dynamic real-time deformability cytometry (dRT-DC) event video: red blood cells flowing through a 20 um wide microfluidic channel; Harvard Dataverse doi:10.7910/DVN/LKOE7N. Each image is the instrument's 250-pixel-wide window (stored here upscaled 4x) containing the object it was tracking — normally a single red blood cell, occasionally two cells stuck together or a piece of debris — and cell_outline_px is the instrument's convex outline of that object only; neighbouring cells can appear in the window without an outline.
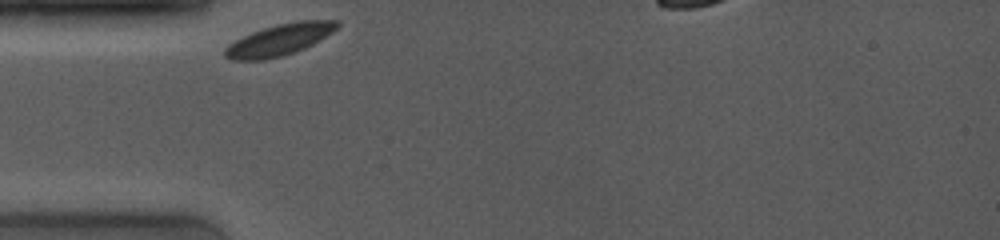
{"species": "common noctule bat (a hibernating species)", "species_latin": "Nyctalus noctula", "temperature_condition": "room temperature", "stored_images_in_passage": 39, "camera_frame_rate_fps": 4000, "um_per_image_px": 0.085, "animal": {"sex": "female", "body_mass_g": 19.0, "forearm_length_mm": 53.3}, "frame": {"image": 1, "passage_image": 1, "time_ms": 0.0, "image_size_px": [1000, 240], "cell_outline_px": [[340, 24], [332, 32], [312, 44], [304, 48], [280, 56], [264, 60], [232, 60], [224, 56], [224, 48], [228, 44], [252, 32], [276, 24], [296, 20], [340, 20]], "centroid_in_image_um": [23.74, 3.37], "position_along_channel_um": 61.3, "area_um2": 20.4}}
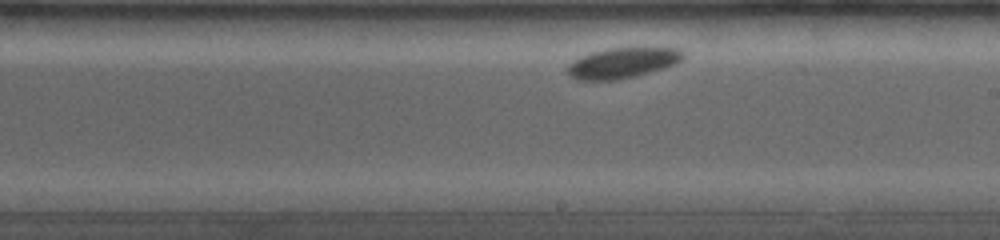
{"frame": {"image": 2, "passage_image": 21, "time_ms": 5.0, "image_size_px": [1000, 240], "cell_outline_px": [[684, 56], [676, 64], [664, 68], [636, 76], [616, 80], [576, 80], [564, 68], [568, 64], [580, 56], [592, 52], [608, 48], [680, 48], [684, 52]], "centroid_in_image_um": [52.9, 5.35], "position_along_channel_um": 236.1, "area_um2": 20.58}}
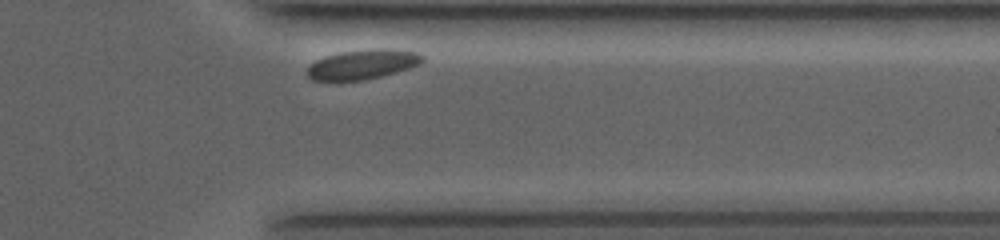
{"frame": {"image": 3, "passage_image": 37, "time_ms": 9.0, "image_size_px": [1000, 240], "cell_outline_px": [[424, 60], [420, 64], [408, 68], [380, 76], [364, 80], [312, 80], [308, 76], [308, 68], [316, 60], [324, 56], [340, 52], [376, 48], [384, 48], [416, 52], [424, 56]], "centroid_in_image_um": [30.83, 5.46], "position_along_channel_um": 380.6, "area_um2": 19.65}, "authors_computed_cell_mechanics": {"area_um2": 20.1722, "velocity_mm_per_s": 3.556, "shape_relaxation_time_tau1_ms": 2.1535, "shape_relaxation_time_tau2_ms": null, "deformation_change_tau1": 0.0519, "deformation_change_tau2": null}}